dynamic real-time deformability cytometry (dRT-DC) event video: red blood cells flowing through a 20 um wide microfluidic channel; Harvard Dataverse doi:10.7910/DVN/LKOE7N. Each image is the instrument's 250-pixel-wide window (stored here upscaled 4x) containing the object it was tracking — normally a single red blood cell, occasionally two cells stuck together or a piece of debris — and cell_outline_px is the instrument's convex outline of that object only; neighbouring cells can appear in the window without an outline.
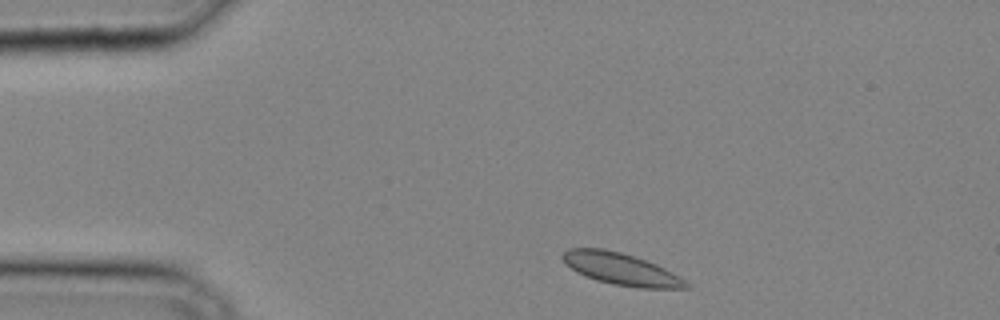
{"species": "common noctule bat (a hibernating species)", "species_latin": "Nyctalus noctula", "temperature_condition": "cold", "stored_images_in_passage": 29, "camera_frame_rate_fps": 3000, "um_per_image_px": 0.085, "animal": {"sex": "male", "body_mass_g": 20.4}, "frame": {"image": 1, "passage_image": 1, "time_ms": 0.0, "image_size_px": [1000, 320], "cell_outline_px": [[692, 288], [636, 288], [612, 284], [596, 280], [584, 276], [576, 272], [564, 264], [560, 256], [568, 248], [604, 248], [620, 252], [656, 264], [672, 272], [684, 280]], "centroid_in_image_um": [52.72, 22.87], "position_along_channel_um": 32.3, "area_um2": 23.0}}
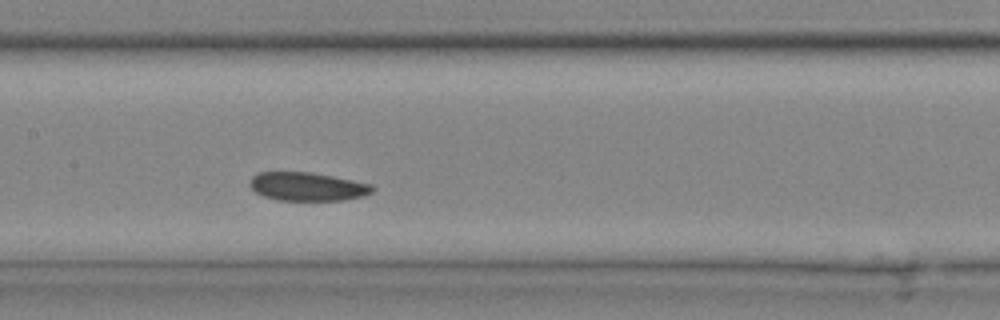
{"frame": {"image": 2, "passage_image": 12, "time_ms": 3.667, "image_size_px": [1000, 320], "cell_outline_px": [[376, 188], [372, 192], [364, 196], [344, 200], [280, 200], [264, 196], [256, 192], [252, 188], [252, 176], [260, 172], [312, 172], [372, 184]], "centroid_in_image_um": [26.19, 15.86], "position_along_channel_um": 181.2, "area_um2": 20.17}}
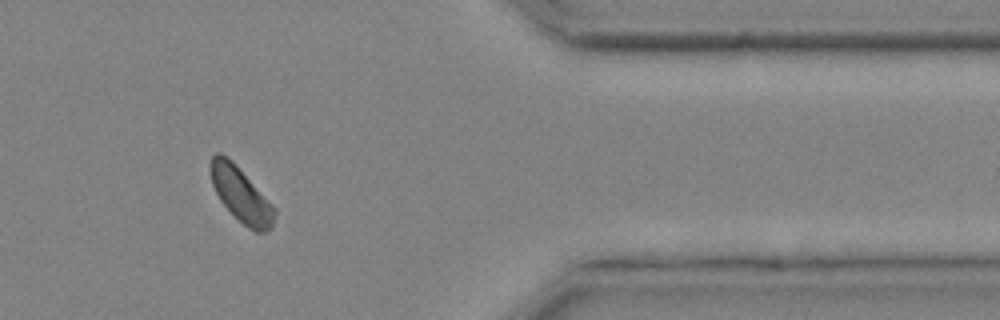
{"frame": {"image": 3, "passage_image": 25, "time_ms": 8.0, "image_size_px": [1000, 320], "cell_outline_px": [[276, 212], [272, 224], [264, 232], [256, 232], [248, 228], [220, 200], [212, 184], [208, 168], [208, 164], [212, 156], [216, 152], [220, 152], [232, 160], [276, 208]], "centroid_in_image_um": [20.45, 16.49], "position_along_channel_um": 391.0, "area_um2": 20.17}}